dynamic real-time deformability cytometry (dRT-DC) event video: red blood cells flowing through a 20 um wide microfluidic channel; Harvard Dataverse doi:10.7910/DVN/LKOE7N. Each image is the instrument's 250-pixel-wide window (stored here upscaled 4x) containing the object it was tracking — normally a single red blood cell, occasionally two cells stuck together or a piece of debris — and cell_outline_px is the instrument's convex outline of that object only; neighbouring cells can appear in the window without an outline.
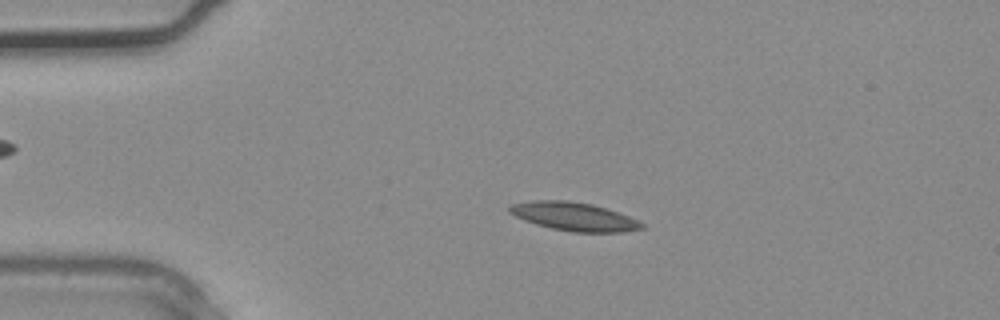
{"species": "common noctule bat (a hibernating species)", "species_latin": "Nyctalus noctula", "temperature_condition": "warm", "stored_images_in_passage": 3, "camera_frame_rate_fps": 3000, "um_per_image_px": 0.085, "animal": {"sex": "male", "body_mass_g": 20.4}, "frame": {"image": 1, "passage_image": 3, "time_ms": 0.667, "image_size_px": [1000, 320], "cell_outline_px": [[644, 228], [624, 232], [572, 232], [552, 228], [536, 224], [524, 220], [508, 212], [508, 204], [532, 200], [568, 200], [592, 204], [628, 216], [644, 224]], "centroid_in_image_um": [48.74, 18.4], "position_along_channel_um": 36.3, "area_um2": 21.85}}